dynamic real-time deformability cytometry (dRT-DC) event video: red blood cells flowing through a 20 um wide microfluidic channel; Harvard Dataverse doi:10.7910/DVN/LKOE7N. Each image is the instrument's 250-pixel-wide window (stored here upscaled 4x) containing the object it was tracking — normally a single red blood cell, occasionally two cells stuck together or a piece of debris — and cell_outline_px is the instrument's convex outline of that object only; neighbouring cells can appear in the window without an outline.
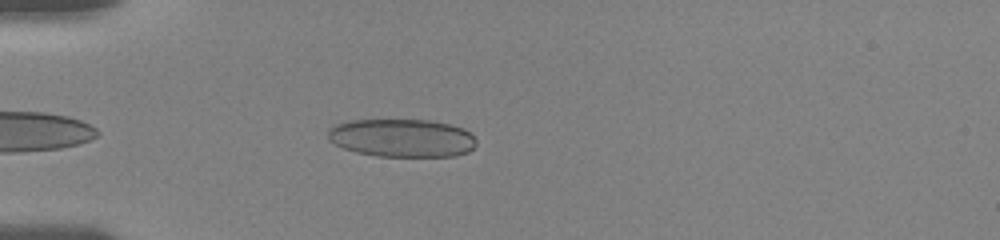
{"species": "human", "species_latin": "Homo sapiens", "temperature_condition": "room temperature", "stored_images_in_passage": 18, "camera_frame_rate_fps": 3000, "um_per_image_px": 0.085, "donor": {"sex": "female"}, "frame": {"image": 1, "passage_image": 5, "time_ms": 1.0, "image_size_px": [1000, 240], "cell_outline_px": [[476, 144], [468, 152], [456, 156], [376, 156], [356, 152], [344, 148], [328, 140], [328, 128], [336, 124], [352, 120], [432, 120], [464, 128], [476, 140]], "centroid_in_image_um": [34.16, 11.72], "position_along_channel_um": 50.8, "area_um2": 32.95}}
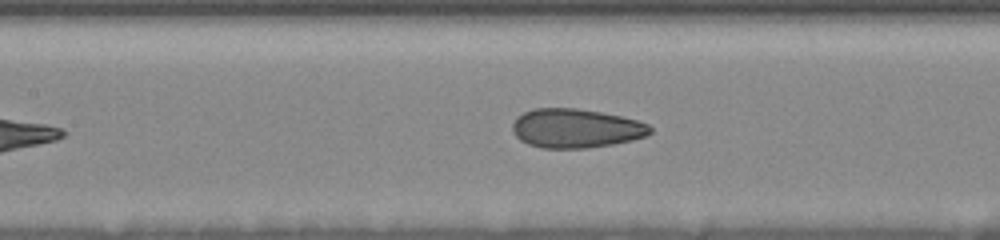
{"frame": {"image": 2, "passage_image": 15, "time_ms": 4.333, "image_size_px": [1000, 240], "cell_outline_px": [[652, 132], [648, 136], [632, 140], [612, 144], [588, 148], [540, 148], [528, 144], [520, 140], [512, 132], [512, 124], [516, 116], [532, 108], [576, 108], [600, 112], [620, 116], [636, 120], [648, 124], [652, 128]], "centroid_in_image_um": [48.92, 10.91], "position_along_channel_um": 158.5, "area_um2": 31.56}}
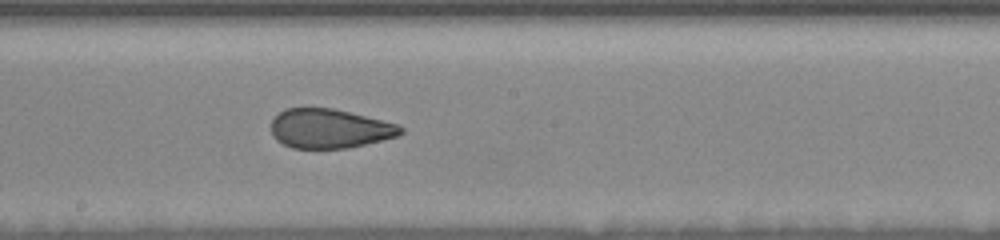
{"frame": {"image": 3, "passage_image": 18, "time_ms": 6.0, "image_size_px": [1000, 240], "cell_outline_px": [[404, 132], [396, 136], [348, 148], [292, 148], [276, 140], [272, 136], [272, 120], [284, 108], [332, 108], [396, 124], [404, 128]], "centroid_in_image_um": [27.97, 10.93], "position_along_channel_um": 220.2, "area_um2": 29.25}}